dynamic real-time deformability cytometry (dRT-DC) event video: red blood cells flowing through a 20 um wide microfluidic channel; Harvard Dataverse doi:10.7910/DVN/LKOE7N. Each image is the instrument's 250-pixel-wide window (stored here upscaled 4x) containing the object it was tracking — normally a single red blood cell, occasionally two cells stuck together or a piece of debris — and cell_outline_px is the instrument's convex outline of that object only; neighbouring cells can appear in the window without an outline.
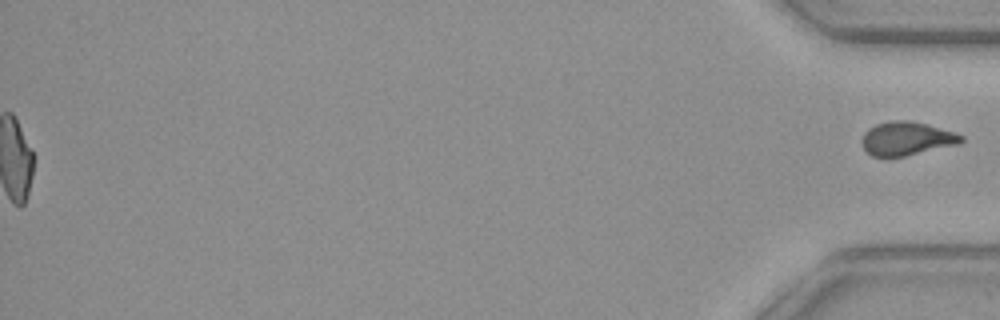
{"species": "common noctule bat (a hibernating species)", "species_latin": "Nyctalus noctula", "temperature_condition": "warm", "stored_images_in_passage": 51, "segment_of_instrument_passage": [2, 2], "camera_frame_rate_fps": 3000, "um_per_image_px": 0.085, "animal": {"sex": "female", "body_mass_g": 29.2, "forearm_length_mm": 56.3}, "frame": {"image": 1, "passage_image": 51, "time_ms": 16.667, "image_size_px": [1000, 320], "cell_outline_px": [[964, 140], [960, 144], [888, 160], [872, 156], [864, 148], [860, 140], [864, 132], [868, 128], [876, 124], [888, 120], [908, 120], [928, 124], [964, 136]], "centroid_in_image_um": [77.02, 11.81], "position_along_channel_um": 358.2, "area_um2": 20.06}}